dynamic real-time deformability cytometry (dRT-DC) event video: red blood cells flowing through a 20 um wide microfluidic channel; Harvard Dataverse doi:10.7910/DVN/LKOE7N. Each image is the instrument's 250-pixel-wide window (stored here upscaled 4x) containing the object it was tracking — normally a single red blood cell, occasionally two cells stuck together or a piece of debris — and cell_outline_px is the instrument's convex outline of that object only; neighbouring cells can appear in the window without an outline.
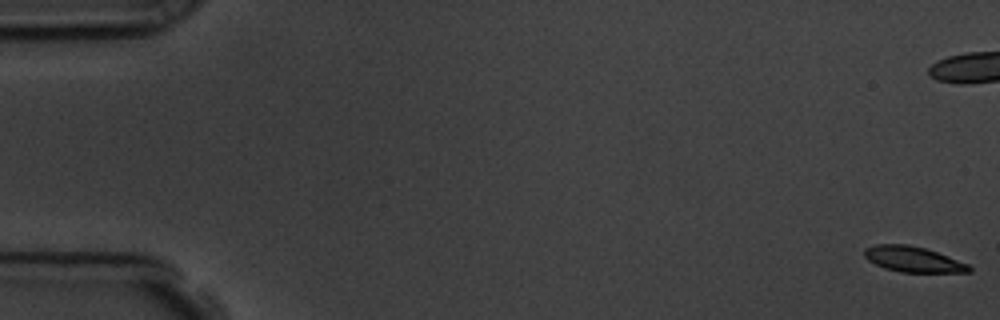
{"species": "common noctule bat (a hibernating species)", "species_latin": "Nyctalus noctula", "temperature_condition": "room temperature", "stored_images_in_passage": 59, "camera_frame_rate_fps": 3000, "um_per_image_px": 0.085, "animal": {"sex": "male", "body_mass_g": 19.5, "forearm_length_mm": 54.6}, "frame": {"image": 1, "passage_image": 1, "time_ms": 0.0, "image_size_px": [1000, 320], "cell_outline_px": [[972, 272], [900, 272], [884, 268], [868, 260], [864, 256], [864, 248], [876, 244], [908, 244], [924, 248], [936, 252], [968, 264], [972, 268]], "centroid_in_image_um": [77.59, 22.04], "position_along_channel_um": 7.4, "area_um2": 15.49}}
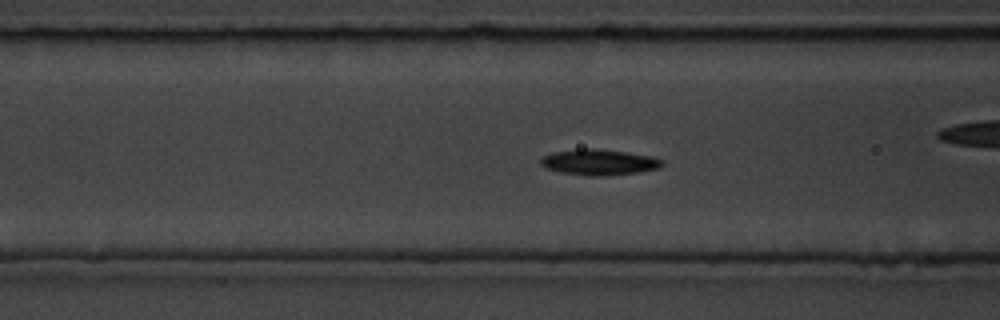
{"frame": {"image": 2, "passage_image": 23, "time_ms": 7.333, "image_size_px": [1000, 320], "cell_outline_px": [[664, 164], [660, 168], [640, 172], [604, 176], [592, 176], [560, 172], [544, 168], [540, 164], [540, 160], [544, 156], [552, 152], [584, 148], [596, 148], [652, 156], [664, 160]], "centroid_in_image_um": [50.93, 13.79], "position_along_channel_um": 115.7, "area_um2": 18.38}}
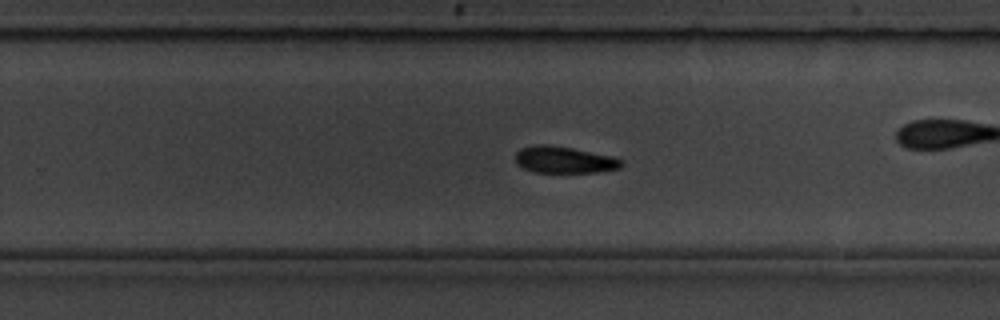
{"frame": {"image": 3, "passage_image": 37, "time_ms": 12.0, "image_size_px": [1000, 320], "cell_outline_px": [[624, 164], [620, 168], [596, 172], [532, 172], [516, 164], [516, 152], [520, 148], [536, 144], [544, 144], [572, 148], [612, 156], [624, 160]], "centroid_in_image_um": [47.96, 13.58], "position_along_channel_um": 281.8, "area_um2": 16.53}, "authors_computed_cell_mechanics": {"area_um2": 16.762, "velocity_mm_per_s": 3.5658, "shape_relaxation_time_tau1_ms": 2.2778, "shape_relaxation_time_tau2_ms": null, "deformation_change_tau1": 0.0894, "deformation_change_tau2": null}}